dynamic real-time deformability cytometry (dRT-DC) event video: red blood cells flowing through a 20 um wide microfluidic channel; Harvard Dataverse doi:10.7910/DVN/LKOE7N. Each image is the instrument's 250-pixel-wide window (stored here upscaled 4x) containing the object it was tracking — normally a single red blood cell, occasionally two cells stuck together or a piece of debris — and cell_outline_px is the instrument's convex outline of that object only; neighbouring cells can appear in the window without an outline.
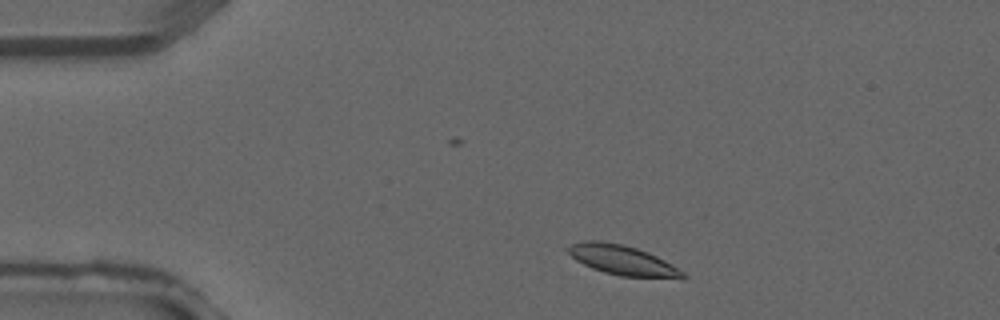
{"species": "common noctule bat (a hibernating species)", "species_latin": "Nyctalus noctula", "temperature_condition": "warm", "stored_images_in_passage": 2, "camera_frame_rate_fps": 3000, "um_per_image_px": 0.085, "animal": {"sex": "male", "forearm_length_mm": 52.5}, "frame": {"image": 1, "passage_image": 1, "time_ms": 0.0, "image_size_px": [1000, 320], "cell_outline_px": [[688, 276], [620, 276], [604, 272], [592, 268], [576, 260], [564, 248], [572, 244], [584, 240], [600, 240], [624, 244], [648, 252], [672, 264], [684, 272]], "centroid_in_image_um": [52.8, 22.06], "position_along_channel_um": 32.2, "area_um2": 19.42}}